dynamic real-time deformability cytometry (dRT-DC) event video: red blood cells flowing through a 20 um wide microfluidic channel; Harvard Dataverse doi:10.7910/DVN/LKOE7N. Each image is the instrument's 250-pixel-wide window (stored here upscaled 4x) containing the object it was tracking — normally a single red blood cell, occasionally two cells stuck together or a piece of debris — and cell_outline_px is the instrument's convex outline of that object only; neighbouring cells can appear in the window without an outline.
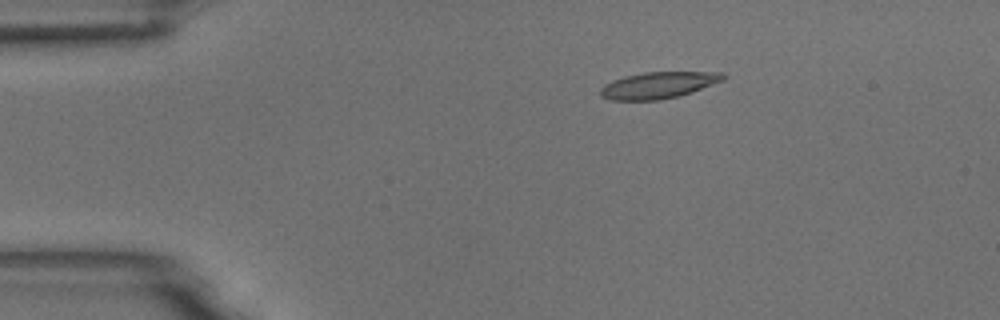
{"species": "common noctule bat (a hibernating species)", "species_latin": "Nyctalus noctula", "temperature_condition": "room temperature", "stored_images_in_passage": 5, "camera_frame_rate_fps": 3000, "um_per_image_px": 0.085, "animal": {"sex": "male", "body_mass_g": 18.8}, "frame": {"image": 1, "passage_image": 3, "time_ms": 0.667, "image_size_px": [1000, 320], "cell_outline_px": [[728, 76], [724, 80], [692, 92], [680, 96], [660, 100], [612, 100], [600, 96], [600, 88], [604, 84], [612, 80], [624, 76], [644, 72], [724, 72]], "centroid_in_image_um": [55.97, 7.24], "position_along_channel_um": 29.0, "area_um2": 19.19}}